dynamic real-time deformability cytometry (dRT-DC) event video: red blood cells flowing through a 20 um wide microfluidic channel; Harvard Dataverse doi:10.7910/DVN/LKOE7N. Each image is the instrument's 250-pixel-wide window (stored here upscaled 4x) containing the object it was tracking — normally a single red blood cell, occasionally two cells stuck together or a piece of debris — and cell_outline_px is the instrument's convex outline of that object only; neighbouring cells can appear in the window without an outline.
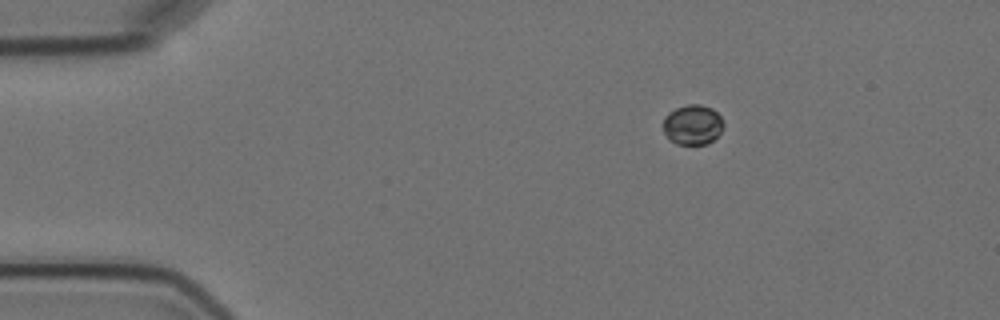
{"species": "Egyptian fruit bat (a non-hibernating species)", "species_latin": "Rousettus aegyptiacus", "temperature_condition": "cold", "stored_images_in_passage": 3, "camera_frame_rate_fps": 3000, "um_per_image_px": 0.085, "animal": {"sex": "female"}, "frame": {"image": 1, "passage_image": 1, "time_ms": 0.0, "image_size_px": [1000, 320], "cell_outline_px": [[724, 128], [708, 144], [676, 144], [664, 132], [664, 116], [668, 112], [676, 108], [688, 104], [700, 104], [712, 108], [720, 116], [724, 124]], "centroid_in_image_um": [58.89, 10.59], "position_along_channel_um": 26.1, "area_um2": 13.99}}